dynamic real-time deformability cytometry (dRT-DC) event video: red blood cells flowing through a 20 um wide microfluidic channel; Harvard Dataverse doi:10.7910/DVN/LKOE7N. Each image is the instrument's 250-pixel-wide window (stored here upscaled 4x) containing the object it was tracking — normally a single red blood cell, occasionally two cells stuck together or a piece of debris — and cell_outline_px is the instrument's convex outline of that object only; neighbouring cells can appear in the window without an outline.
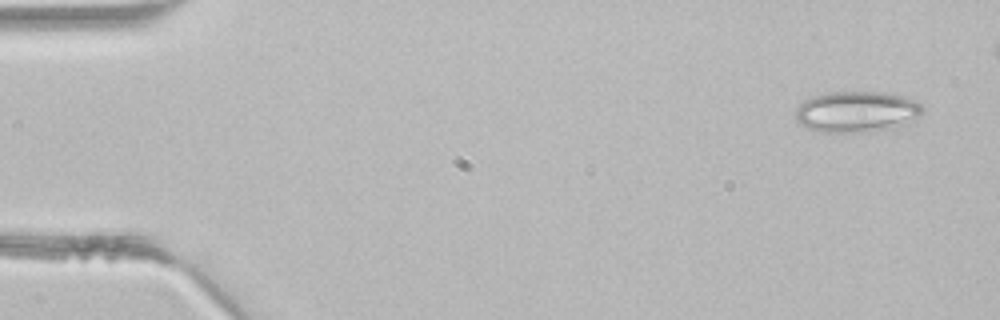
{"species": "common noctule bat (a hibernating species)", "species_latin": "Nyctalus noctula", "temperature_condition": "room temperature", "stored_images_in_passage": 4, "camera_frame_rate_fps": 3000, "um_per_image_px": 0.085, "animal": {"sex": "male", "body_mass_g": 21.5, "forearm_length_mm": 52.0}, "frame": {"image": 1, "passage_image": 1, "time_ms": 0.0, "image_size_px": [1000, 320], "cell_outline_px": [[924, 112], [916, 120], [892, 128], [876, 132], [820, 132], [808, 128], [800, 124], [796, 120], [796, 108], [804, 100], [812, 96], [828, 92], [884, 92], [904, 96], [916, 100], [924, 108]], "centroid_in_image_um": [72.85, 9.5], "position_along_channel_um": 12.1, "area_um2": 30.87}}